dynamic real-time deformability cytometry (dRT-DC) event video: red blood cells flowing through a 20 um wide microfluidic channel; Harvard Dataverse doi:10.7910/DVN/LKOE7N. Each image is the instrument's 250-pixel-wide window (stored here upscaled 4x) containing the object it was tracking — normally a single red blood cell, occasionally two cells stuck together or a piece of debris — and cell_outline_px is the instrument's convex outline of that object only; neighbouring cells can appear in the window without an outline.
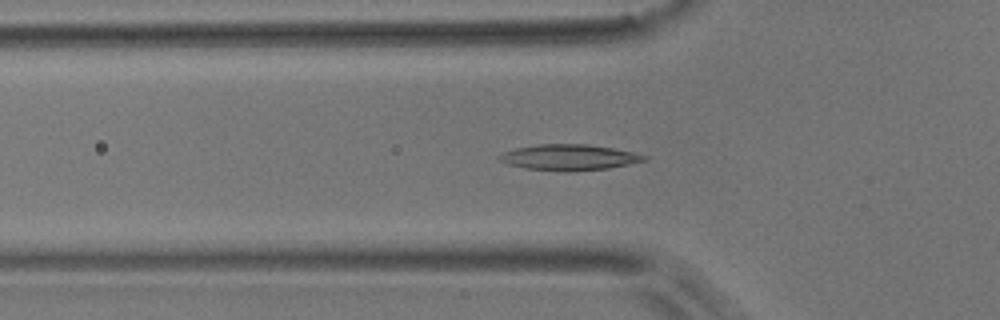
{"species": "common noctule bat (a hibernating species)", "species_latin": "Nyctalus noctula", "temperature_condition": "room temperature", "stored_images_in_passage": 52, "camera_frame_rate_fps": 3000, "um_per_image_px": 0.085, "animal": {"sex": "male", "body_mass_g": 17.9}, "frame": {"image": 1, "passage_image": 17, "time_ms": 5.333, "image_size_px": [1000, 320], "cell_outline_px": [[648, 160], [608, 168], [568, 172], [564, 172], [524, 168], [508, 164], [500, 160], [496, 156], [504, 152], [516, 148], [540, 144], [588, 144], [612, 148], [632, 152], [648, 156]], "centroid_in_image_um": [48.37, 13.38], "position_along_channel_um": 77.4, "area_um2": 21.79}}
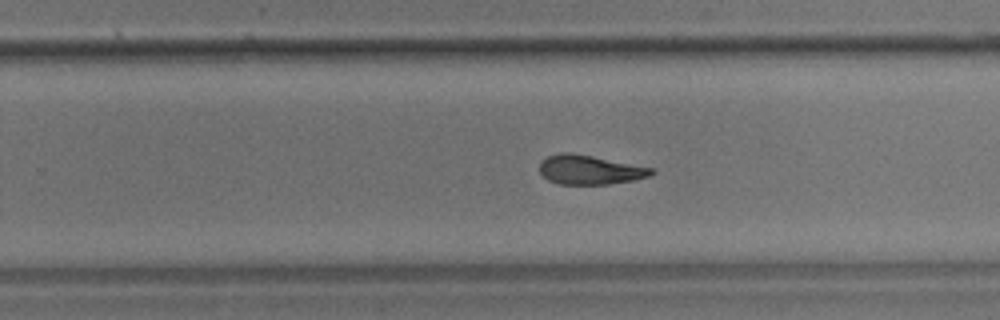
{"frame": {"image": 2, "passage_image": 33, "time_ms": 10.667, "image_size_px": [1000, 320], "cell_outline_px": [[656, 172], [648, 176], [632, 180], [608, 184], [560, 184], [548, 180], [540, 172], [540, 160], [548, 156], [560, 152], [568, 152], [592, 156], [656, 168]], "centroid_in_image_um": [50.14, 14.42], "position_along_channel_um": 279.7, "area_um2": 19.07}}
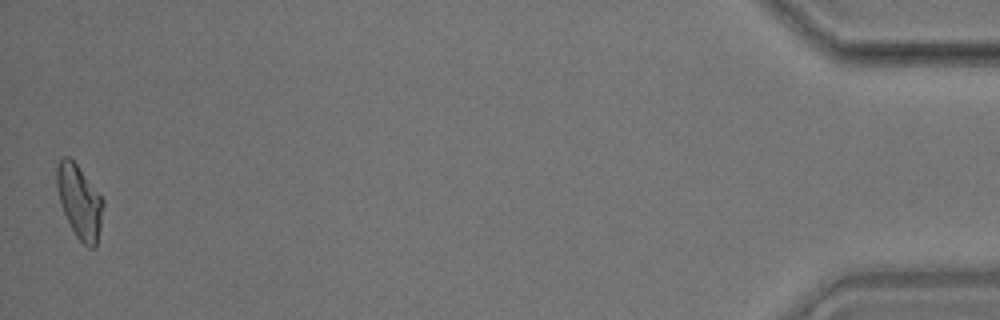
{"frame": {"image": 3, "passage_image": 52, "time_ms": 17.0, "image_size_px": [1000, 320], "cell_outline_px": [[104, 204], [100, 228], [96, 248], [88, 248], [76, 236], [60, 204], [56, 184], [56, 164], [64, 156], [68, 156], [76, 164], [104, 200]], "centroid_in_image_um": [6.75, 17.15], "position_along_channel_um": 428.4, "area_um2": 19.65}, "authors_computed_cell_mechanics": {"area_um2": 20.0566, "velocity_mm_per_s": 3.7869, "shape_relaxation_time_tau1_ms": null, "shape_relaxation_time_tau2_ms": 4.3037, "deformation_change_tau1": null, "deformation_change_tau2": 0.1321}}